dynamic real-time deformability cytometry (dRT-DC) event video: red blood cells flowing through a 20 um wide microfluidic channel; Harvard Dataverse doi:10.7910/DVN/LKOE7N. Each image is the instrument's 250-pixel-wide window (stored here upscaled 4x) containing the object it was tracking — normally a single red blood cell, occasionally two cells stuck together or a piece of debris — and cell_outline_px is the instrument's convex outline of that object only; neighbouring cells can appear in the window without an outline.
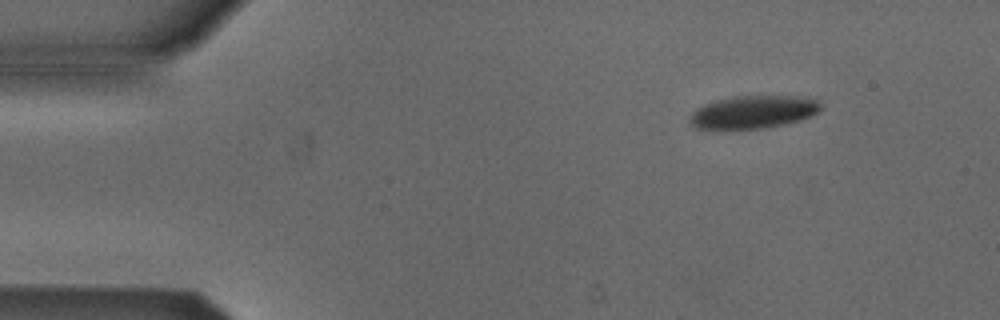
{"species": "Egyptian fruit bat (a non-hibernating species)", "species_latin": "Rousettus aegyptiacus", "temperature_condition": "cold", "stored_images_in_passage": 4, "camera_frame_rate_fps": 3000, "um_per_image_px": 0.085, "animal": {"sex": "male"}, "frame": {"image": 1, "passage_image": 1, "time_ms": 0.0, "image_size_px": [1000, 320], "cell_outline_px": [[820, 108], [816, 112], [800, 120], [784, 124], [764, 128], [696, 128], [688, 120], [692, 112], [696, 108], [704, 104], [716, 100], [732, 96], [792, 96], [820, 100]], "centroid_in_image_um": [63.99, 9.51], "position_along_channel_um": 21.0, "area_um2": 24.68}}
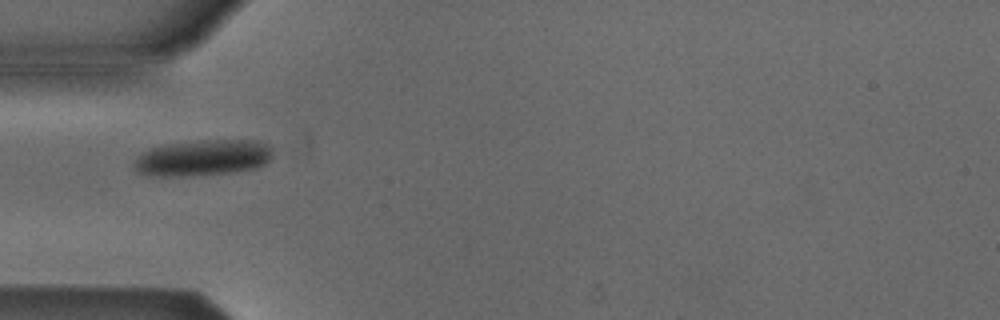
{"frame": {"image": 2, "passage_image": 4, "time_ms": 3.333, "image_size_px": [1000, 320], "cell_outline_px": [[272, 156], [264, 164], [256, 168], [236, 172], [188, 176], [156, 176], [136, 172], [132, 164], [140, 152], [152, 148], [168, 144], [200, 140], [260, 140], [272, 144]], "centroid_in_image_um": [17.27, 13.41], "position_along_channel_um": 67.7, "area_um2": 29.59}}